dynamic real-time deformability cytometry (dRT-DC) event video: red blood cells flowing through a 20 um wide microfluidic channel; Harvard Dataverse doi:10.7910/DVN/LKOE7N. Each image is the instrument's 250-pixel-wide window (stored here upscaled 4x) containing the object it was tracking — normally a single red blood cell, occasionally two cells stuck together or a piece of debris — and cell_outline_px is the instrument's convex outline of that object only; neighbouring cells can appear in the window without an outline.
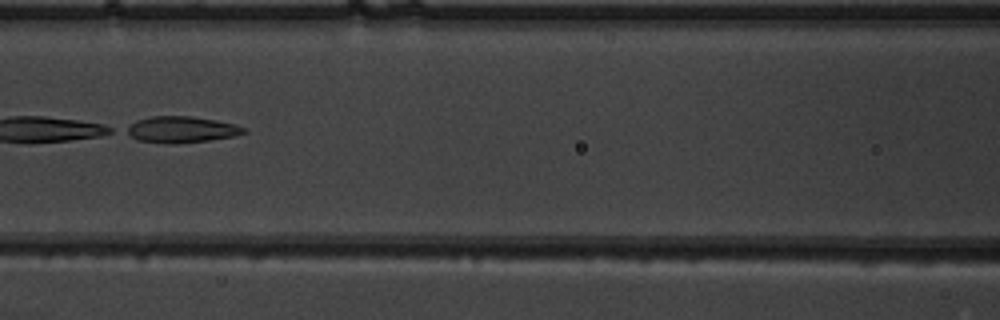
{"species": "common noctule bat (a hibernating species)", "species_latin": "Nyctalus noctula", "temperature_condition": "warm", "stored_images_in_passage": 49, "camera_frame_rate_fps": 3000, "um_per_image_px": 0.085, "animal": {"sex": "male", "body_mass_g": 19.5, "forearm_length_mm": 54.6}, "frame": {"image": 1, "passage_image": 22, "time_ms": 7.0, "image_size_px": [1000, 320], "cell_outline_px": [[248, 132], [236, 136], [208, 140], [176, 144], [168, 144], [140, 140], [124, 132], [124, 128], [136, 120], [152, 116], [192, 116], [216, 120], [236, 124], [248, 128]], "centroid_in_image_um": [15.46, 11.0], "position_along_channel_um": 151.1, "area_um2": 18.21}}